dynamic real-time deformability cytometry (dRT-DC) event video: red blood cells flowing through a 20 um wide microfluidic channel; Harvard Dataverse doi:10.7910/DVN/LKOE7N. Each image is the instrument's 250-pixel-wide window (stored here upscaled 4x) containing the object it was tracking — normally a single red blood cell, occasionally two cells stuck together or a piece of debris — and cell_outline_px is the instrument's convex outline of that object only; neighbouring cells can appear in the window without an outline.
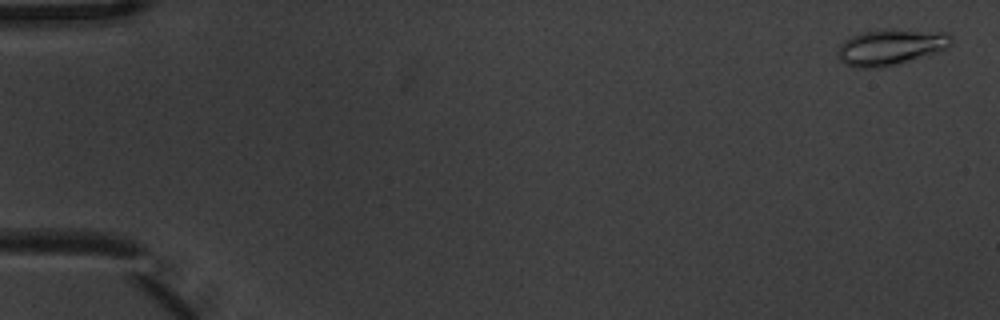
{"species": "common noctule bat (a hibernating species)", "species_latin": "Nyctalus noctula", "temperature_condition": "warm", "stored_images_in_passage": 4, "camera_frame_rate_fps": 3000, "um_per_image_px": 0.085, "animal": {"sex": "male", "body_mass_g": 20.1, "forearm_length_mm": 53.5}, "frame": {"image": 1, "passage_image": 1, "time_ms": 0.0, "image_size_px": [1000, 320], "cell_outline_px": [[952, 44], [948, 48], [936, 52], [892, 64], [876, 68], [856, 68], [844, 64], [836, 56], [836, 48], [844, 40], [852, 36], [864, 32], [948, 32], [952, 36]], "centroid_in_image_um": [75.63, 4.05], "position_along_channel_um": 9.4, "area_um2": 22.66}}